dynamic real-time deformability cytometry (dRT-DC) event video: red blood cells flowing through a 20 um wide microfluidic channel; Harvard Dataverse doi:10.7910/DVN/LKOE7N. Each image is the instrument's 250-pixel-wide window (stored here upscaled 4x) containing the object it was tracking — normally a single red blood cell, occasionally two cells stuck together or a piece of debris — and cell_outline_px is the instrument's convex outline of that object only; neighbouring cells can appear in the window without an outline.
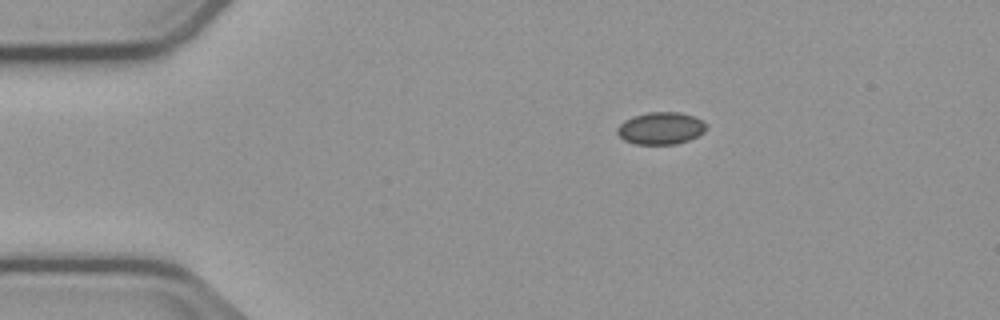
{"species": "common noctule bat (a hibernating species)", "species_latin": "Nyctalus noctula", "temperature_condition": "cold", "stored_images_in_passage": 46, "camera_frame_rate_fps": 3000, "um_per_image_px": 0.085, "animal": {"sex": "male", "body_mass_g": 23.1, "forearm_length_mm": 52.7}, "frame": {"image": 1, "passage_image": 1, "time_ms": 0.0, "image_size_px": [1000, 320], "cell_outline_px": [[704, 132], [688, 140], [676, 144], [636, 144], [624, 140], [616, 132], [616, 128], [624, 120], [632, 116], [648, 112], [680, 112], [692, 116], [700, 120], [704, 124]], "centroid_in_image_um": [56.1, 10.9], "position_along_channel_um": 28.9, "area_um2": 16.53}}
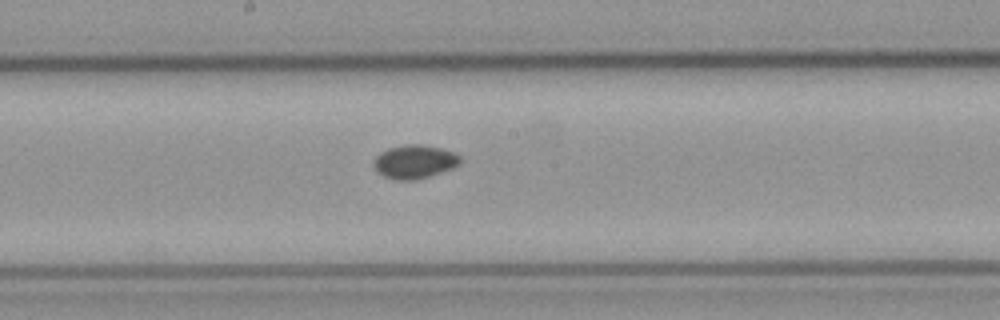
{"frame": {"image": 2, "passage_image": 20, "time_ms": 6.333, "image_size_px": [1000, 320], "cell_outline_px": [[460, 164], [452, 168], [416, 180], [396, 180], [384, 176], [376, 172], [372, 164], [372, 160], [380, 152], [388, 148], [408, 144], [420, 144], [440, 148], [456, 152], [460, 156]], "centroid_in_image_um": [35.2, 13.74], "position_along_channel_um": 213.0, "area_um2": 17.05}}
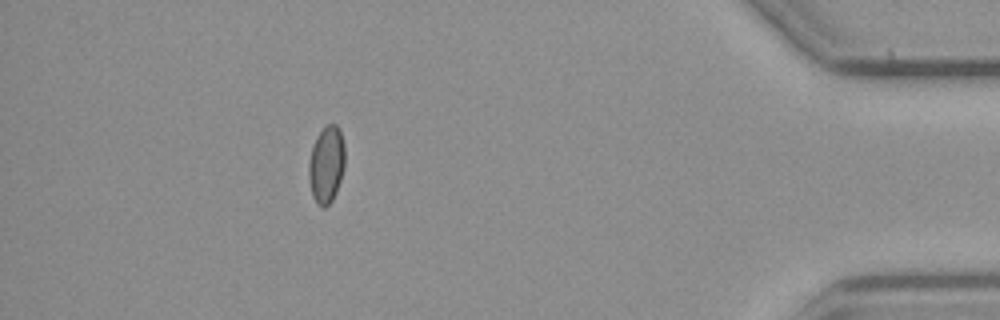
{"frame": {"image": 3, "passage_image": 40, "time_ms": 13.0, "image_size_px": [1000, 320], "cell_outline_px": [[344, 168], [336, 192], [332, 200], [324, 208], [316, 204], [312, 196], [308, 176], [308, 160], [316, 136], [328, 124], [336, 124], [340, 128], [344, 144]], "centroid_in_image_um": [27.73, 13.99], "position_along_channel_um": 407.5, "area_um2": 16.36}}